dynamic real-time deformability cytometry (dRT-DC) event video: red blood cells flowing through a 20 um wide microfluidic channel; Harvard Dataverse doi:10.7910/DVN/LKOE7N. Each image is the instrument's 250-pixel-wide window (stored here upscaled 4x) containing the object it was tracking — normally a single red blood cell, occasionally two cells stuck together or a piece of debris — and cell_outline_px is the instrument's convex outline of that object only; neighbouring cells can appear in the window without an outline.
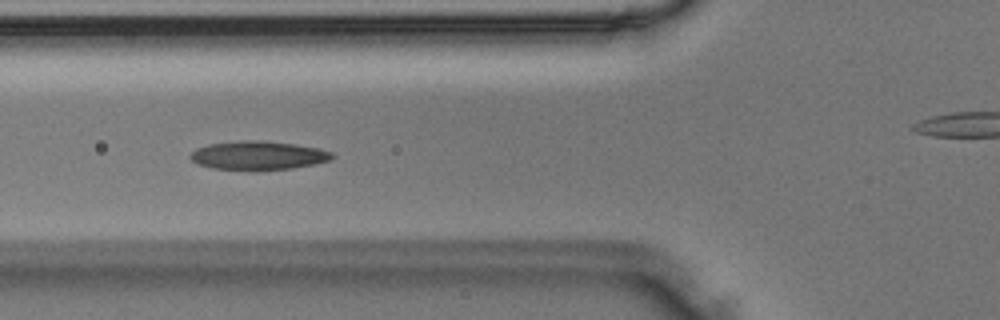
{"species": "Egyptian fruit bat (a non-hibernating species)", "species_latin": "Rousettus aegyptiacus", "temperature_condition": "room temperature", "stored_images_in_passage": 34, "camera_frame_rate_fps": 3000, "um_per_image_px": 0.085, "animal": {"sex": "male"}, "frame": {"image": 1, "passage_image": 3, "time_ms": 0.667, "image_size_px": [1000, 320], "cell_outline_px": [[332, 156], [328, 160], [312, 164], [292, 168], [256, 172], [252, 172], [212, 168], [200, 164], [192, 160], [188, 156], [196, 148], [208, 144], [240, 140], [264, 140], [296, 144], [320, 148], [332, 152]], "centroid_in_image_um": [21.9, 13.22], "position_along_channel_um": 103.9, "area_um2": 24.22}}
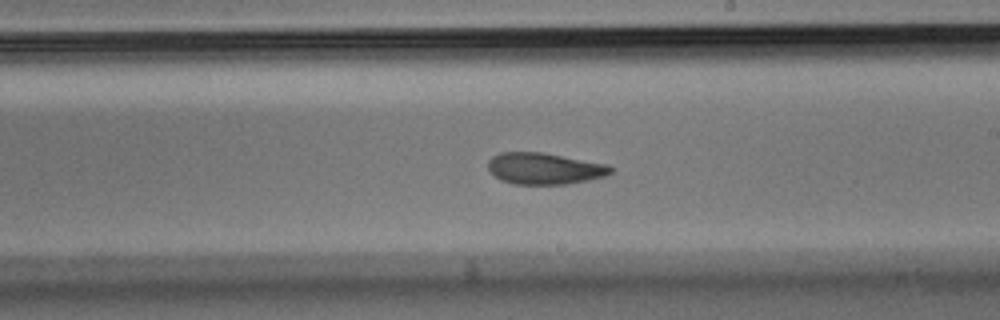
{"frame": {"image": 2, "passage_image": 13, "time_ms": 4.0, "image_size_px": [1000, 320], "cell_outline_px": [[612, 172], [604, 176], [588, 180], [564, 184], [512, 184], [500, 180], [488, 168], [488, 160], [492, 156], [500, 152], [544, 152], [608, 164], [612, 168]], "centroid_in_image_um": [46.27, 14.31], "position_along_channel_um": 242.7, "area_um2": 22.54}}
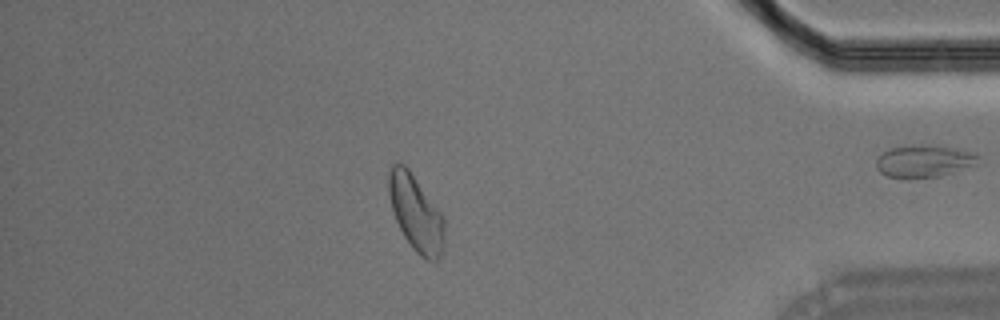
{"frame": {"image": 3, "passage_image": 27, "time_ms": 8.667, "image_size_px": [1000, 320], "cell_outline_px": [[444, 244], [440, 256], [436, 260], [428, 260], [420, 256], [412, 248], [404, 236], [396, 220], [392, 208], [388, 192], [388, 172], [392, 164], [404, 164], [408, 168], [444, 216]], "centroid_in_image_um": [35.35, 18.11], "position_along_channel_um": 399.8, "area_um2": 24.51}}